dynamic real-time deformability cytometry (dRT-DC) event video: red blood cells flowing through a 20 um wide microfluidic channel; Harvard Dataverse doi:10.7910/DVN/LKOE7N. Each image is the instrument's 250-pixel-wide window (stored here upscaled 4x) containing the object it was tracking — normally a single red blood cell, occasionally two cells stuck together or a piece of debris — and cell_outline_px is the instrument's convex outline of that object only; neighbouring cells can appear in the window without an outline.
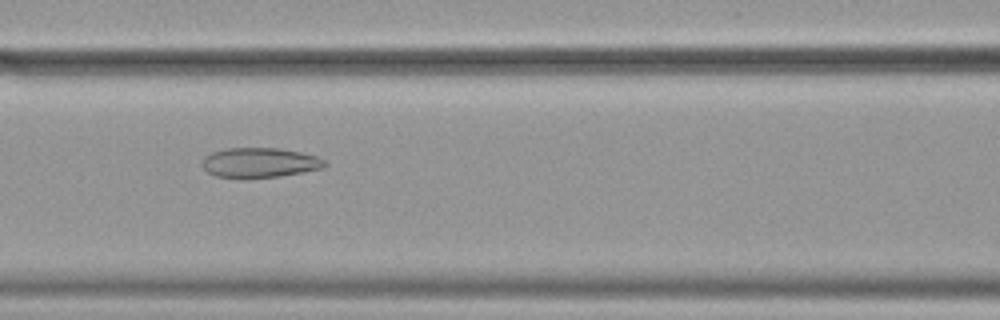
{"species": "common noctule bat (a hibernating species)", "species_latin": "Nyctalus noctula", "temperature_condition": "cold", "stored_images_in_passage": 56, "camera_frame_rate_fps": 3000, "um_per_image_px": 0.085, "animal": {"sex": "female", "body_mass_g": 19.9}, "frame": {"image": 1, "passage_image": 24, "time_ms": 7.667, "image_size_px": [1000, 320], "cell_outline_px": [[328, 164], [324, 168], [304, 172], [280, 176], [216, 176], [208, 172], [204, 168], [204, 156], [212, 152], [224, 148], [280, 148], [300, 152], [316, 156], [324, 160]], "centroid_in_image_um": [22.13, 13.79], "position_along_channel_um": 144.5, "area_um2": 20.81}}
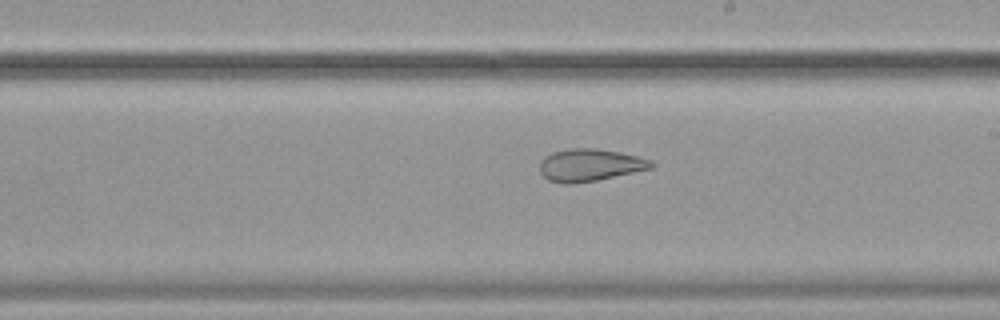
{"frame": {"image": 2, "passage_image": 32, "time_ms": 10.333, "image_size_px": [1000, 320], "cell_outline_px": [[656, 164], [652, 168], [596, 180], [572, 184], [564, 184], [548, 180], [540, 172], [540, 160], [544, 156], [552, 152], [572, 148], [596, 148], [620, 152], [652, 160]], "centroid_in_image_um": [50.12, 14.02], "position_along_channel_um": 238.9, "area_um2": 21.04}}
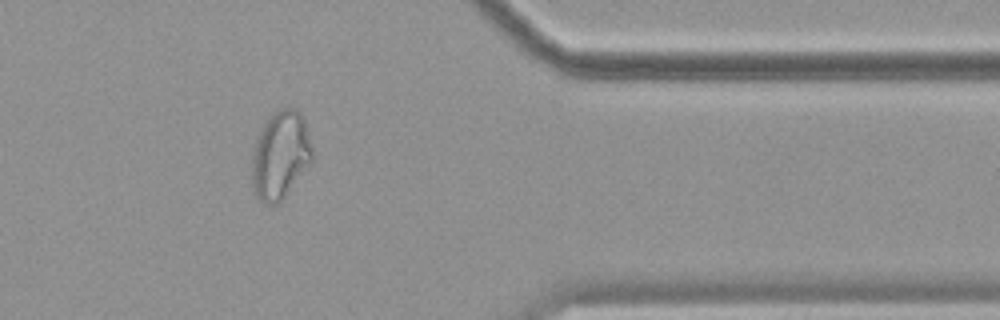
{"frame": {"image": 3, "passage_image": 46, "time_ms": 15.0, "image_size_px": [1000, 320], "cell_outline_px": [[312, 160], [284, 196], [276, 204], [264, 204], [252, 192], [252, 148], [256, 136], [260, 128], [268, 116], [272, 112], [280, 108], [296, 108], [300, 112], [304, 120], [312, 148]], "centroid_in_image_um": [23.78, 13.15], "position_along_channel_um": 387.6, "area_um2": 31.04}, "authors_computed_cell_mechanics": {"area_um2": 29.189, "velocity_mm_per_s": 3.5615, "shape_relaxation_time_tau1_ms": null, "shape_relaxation_time_tau2_ms": 2.284, "deformation_change_tau1": null, "deformation_change_tau2": 0.0959}}